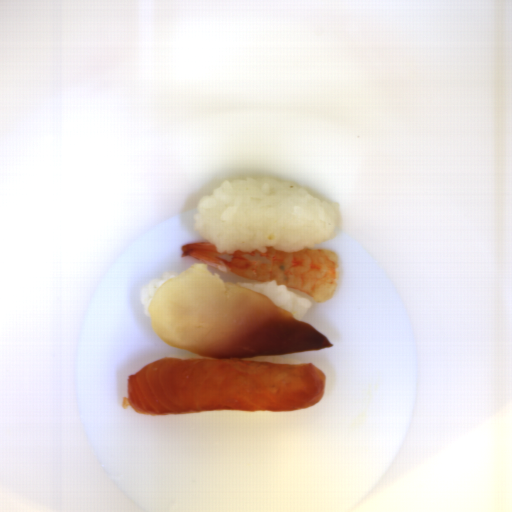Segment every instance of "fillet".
I'll list each match as a JSON object with an SVG mask.
<instances>
[{
	"label": "fillet",
	"mask_w": 512,
	"mask_h": 512,
	"mask_svg": "<svg viewBox=\"0 0 512 512\" xmlns=\"http://www.w3.org/2000/svg\"><path fill=\"white\" fill-rule=\"evenodd\" d=\"M204 263L158 284L147 314L161 340L203 358H157L127 378L123 408L149 415L299 411L325 396L311 363L240 360L332 348L318 329Z\"/></svg>",
	"instance_id": "1"
}]
</instances>
